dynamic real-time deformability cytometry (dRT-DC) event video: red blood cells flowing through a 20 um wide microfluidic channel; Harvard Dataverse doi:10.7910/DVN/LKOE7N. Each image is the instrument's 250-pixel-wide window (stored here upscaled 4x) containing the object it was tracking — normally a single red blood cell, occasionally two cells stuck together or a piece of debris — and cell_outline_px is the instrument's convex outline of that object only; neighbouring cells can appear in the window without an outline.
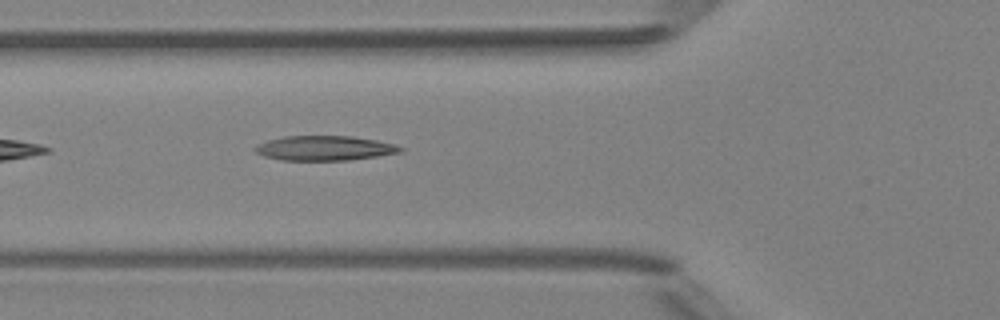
{"species": "Egyptian fruit bat (a non-hibernating species)", "species_latin": "Rousettus aegyptiacus", "temperature_condition": "room temperature", "stored_images_in_passage": 5, "camera_frame_rate_fps": 3000, "um_per_image_px": 0.085, "animal": {"sex": "female"}, "frame": {"image": 1, "passage_image": 5, "time_ms": 5.667, "image_size_px": [1000, 320], "cell_outline_px": [[404, 148], [400, 152], [376, 156], [348, 160], [280, 160], [264, 156], [256, 152], [252, 148], [268, 140], [284, 136], [352, 136], [376, 140], [392, 144]], "centroid_in_image_um": [27.55, 12.59], "position_along_channel_um": 98.2, "area_um2": 20.69}}